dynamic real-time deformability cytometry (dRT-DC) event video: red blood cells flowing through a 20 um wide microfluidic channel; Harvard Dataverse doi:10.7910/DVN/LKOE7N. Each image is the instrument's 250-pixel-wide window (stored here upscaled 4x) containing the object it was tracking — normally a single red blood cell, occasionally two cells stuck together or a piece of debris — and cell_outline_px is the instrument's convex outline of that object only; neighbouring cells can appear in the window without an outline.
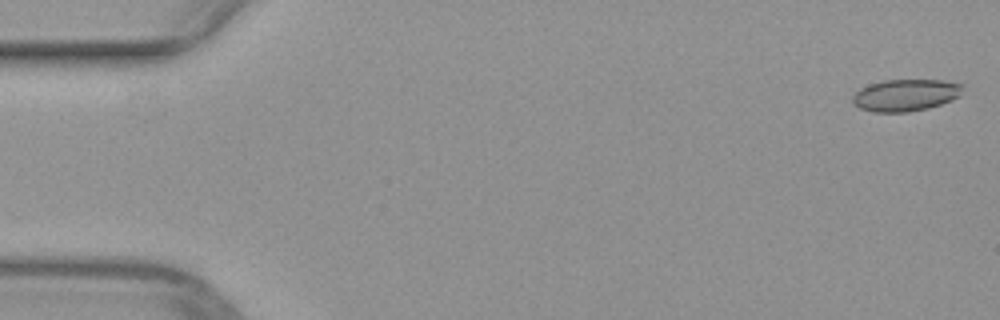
{"species": "common noctule bat (a hibernating species)", "species_latin": "Nyctalus noctula", "temperature_condition": "warm", "stored_images_in_passage": 19, "camera_frame_rate_fps": 3000, "um_per_image_px": 0.085, "animal": {"sex": "female", "body_mass_g": 29.2, "forearm_length_mm": 56.3}, "frame": {"image": 1, "passage_image": 1, "time_ms": 0.0, "image_size_px": [1000, 320], "cell_outline_px": [[964, 84], [960, 96], [952, 100], [928, 108], [908, 112], [872, 112], [860, 108], [852, 104], [852, 96], [860, 88], [868, 84], [884, 80], [944, 80]], "centroid_in_image_um": [76.96, 8.08], "position_along_channel_um": 8.0, "area_um2": 20.69}}
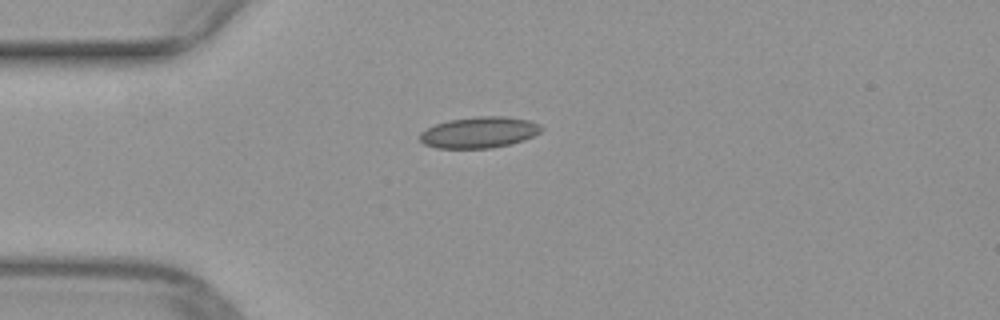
{"frame": {"image": 2, "passage_image": 13, "time_ms": 4.0, "image_size_px": [1000, 320], "cell_outline_px": [[544, 128], [540, 132], [524, 140], [492, 148], [436, 148], [424, 144], [420, 140], [420, 132], [436, 124], [448, 120], [476, 116], [504, 116], [528, 120], [540, 124]], "centroid_in_image_um": [40.73, 11.25], "position_along_channel_um": 44.3, "area_um2": 22.02}}
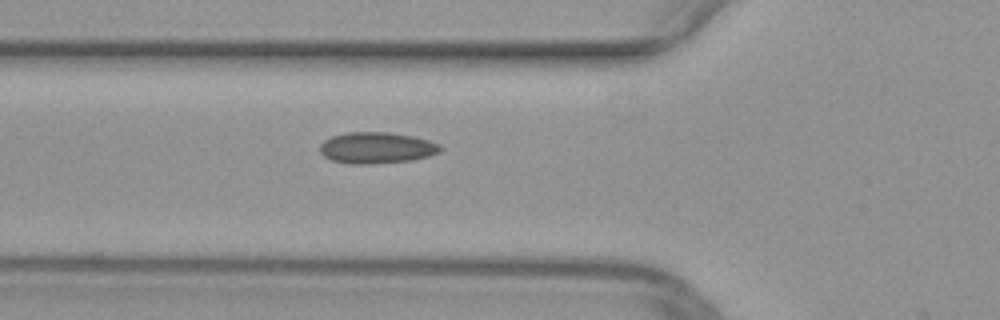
{"frame": {"image": 3, "passage_image": 18, "time_ms": 5.667, "image_size_px": [1000, 320], "cell_outline_px": [[444, 148], [440, 152], [428, 156], [412, 160], [372, 164], [348, 164], [332, 160], [324, 156], [320, 152], [320, 144], [324, 140], [332, 136], [348, 132], [388, 132], [412, 136], [428, 140], [440, 144]], "centroid_in_image_um": [32.02, 12.57], "position_along_channel_um": 93.8, "area_um2": 22.08}}